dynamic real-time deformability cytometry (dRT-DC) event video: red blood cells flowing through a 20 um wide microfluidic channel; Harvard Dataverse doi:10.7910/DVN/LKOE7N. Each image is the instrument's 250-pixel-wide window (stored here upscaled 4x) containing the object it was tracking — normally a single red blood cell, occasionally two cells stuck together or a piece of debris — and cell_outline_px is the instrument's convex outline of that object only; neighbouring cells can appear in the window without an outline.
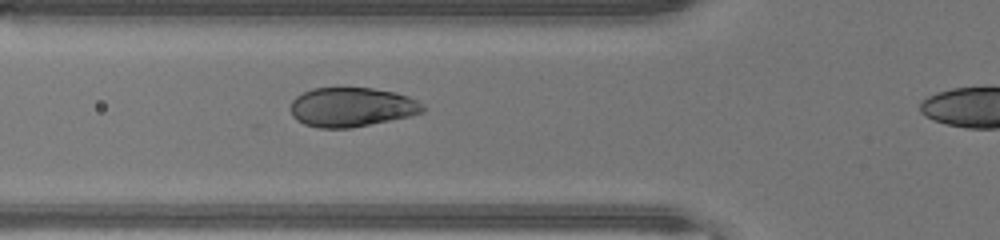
{"species": "human", "species_latin": "Homo sapiens", "temperature_condition": "warm", "stored_images_in_passage": 11, "camera_frame_rate_fps": 3000, "um_per_image_px": 0.085, "donor": {"sex": "male"}, "frame": {"image": 1, "passage_image": 10, "time_ms": 3.0, "image_size_px": [1000, 240], "cell_outline_px": [[424, 112], [412, 116], [348, 128], [320, 128], [304, 124], [296, 120], [292, 116], [292, 100], [296, 96], [312, 88], [372, 88], [396, 92], [408, 96], [416, 100], [424, 108]], "centroid_in_image_um": [29.89, 9.1], "position_along_channel_um": 95.9, "area_um2": 30.17}}